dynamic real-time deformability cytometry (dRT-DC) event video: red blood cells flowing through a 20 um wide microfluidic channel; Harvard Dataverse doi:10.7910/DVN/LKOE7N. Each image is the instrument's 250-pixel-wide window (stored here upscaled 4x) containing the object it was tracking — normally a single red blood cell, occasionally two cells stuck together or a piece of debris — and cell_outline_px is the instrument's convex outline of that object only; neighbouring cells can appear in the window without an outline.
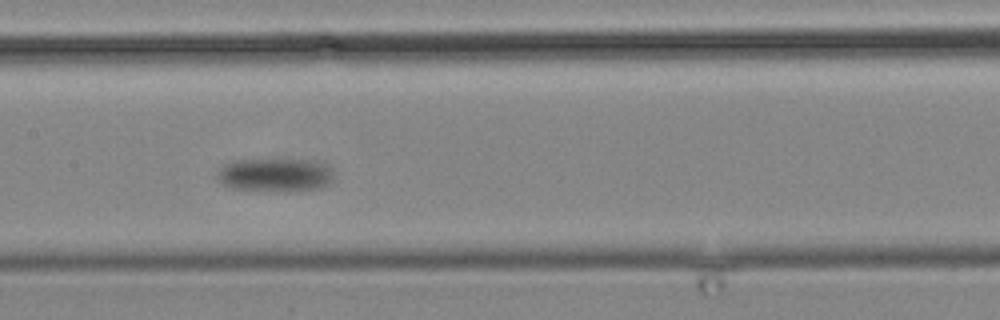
{"species": "common noctule bat (a hibernating species)", "species_latin": "Nyctalus noctula", "temperature_condition": "cold", "stored_images_in_passage": 11, "camera_frame_rate_fps": 3000, "um_per_image_px": 0.085, "animal": {"sex": "male", "body_mass_g": 19.2, "forearm_length_mm": 51.8}, "frame": {"image": 1, "passage_image": 10, "time_ms": 11.667, "image_size_px": [1000, 320], "cell_outline_px": [[332, 180], [328, 184], [320, 188], [284, 192], [232, 188], [216, 180], [216, 172], [224, 164], [232, 160], [308, 160], [324, 164], [328, 168], [332, 176]], "centroid_in_image_um": [23.31, 14.88], "position_along_channel_um": 184.1, "area_um2": 22.66}}